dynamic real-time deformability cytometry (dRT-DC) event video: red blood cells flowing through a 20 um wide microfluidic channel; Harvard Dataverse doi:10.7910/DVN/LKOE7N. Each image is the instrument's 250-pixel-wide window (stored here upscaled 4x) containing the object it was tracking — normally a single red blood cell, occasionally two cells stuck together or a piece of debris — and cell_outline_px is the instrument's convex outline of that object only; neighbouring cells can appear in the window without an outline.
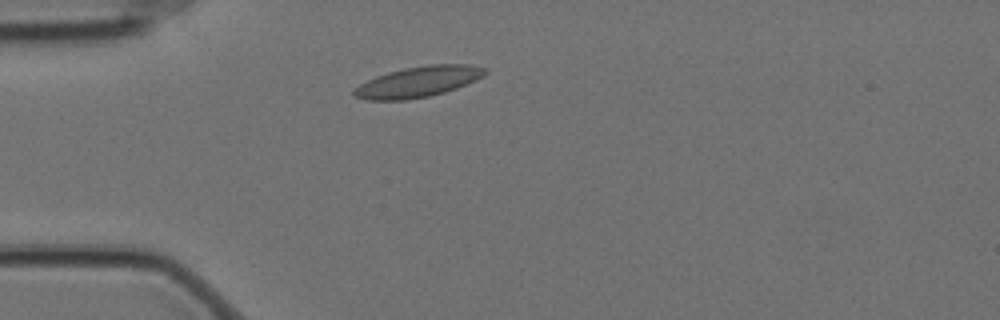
{"species": "Egyptian fruit bat (a non-hibernating species)", "species_latin": "Rousettus aegyptiacus", "temperature_condition": "cold", "stored_images_in_passage": 3, "camera_frame_rate_fps": 3000, "um_per_image_px": 0.085, "animal": {"sex": "female"}, "frame": {"image": 1, "passage_image": 3, "time_ms": 0.667, "image_size_px": [1000, 320], "cell_outline_px": [[488, 72], [484, 76], [476, 80], [456, 88], [444, 92], [428, 96], [404, 100], [368, 100], [352, 96], [352, 92], [360, 84], [376, 76], [388, 72], [404, 68], [428, 64], [472, 64], [488, 68]], "centroid_in_image_um": [35.58, 6.94], "position_along_channel_um": 49.4, "area_um2": 23.52}}